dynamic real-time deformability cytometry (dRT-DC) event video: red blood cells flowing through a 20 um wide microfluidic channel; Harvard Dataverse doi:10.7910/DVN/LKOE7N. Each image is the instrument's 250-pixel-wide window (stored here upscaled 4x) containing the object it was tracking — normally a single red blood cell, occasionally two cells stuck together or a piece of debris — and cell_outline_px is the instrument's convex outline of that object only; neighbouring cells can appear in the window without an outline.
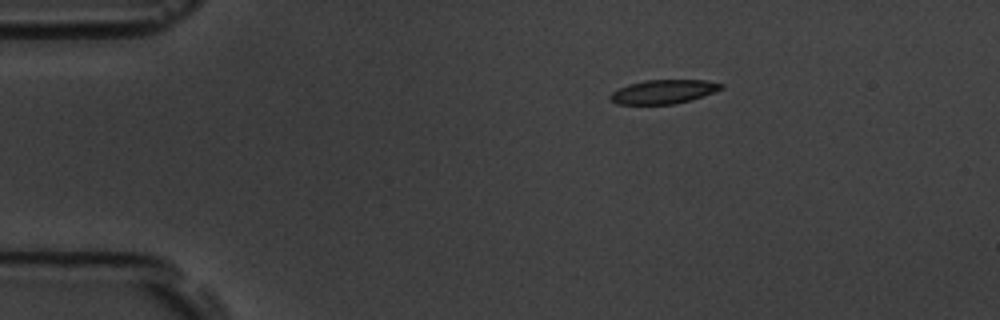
{"species": "common noctule bat (a hibernating species)", "species_latin": "Nyctalus noctula", "temperature_condition": "room temperature", "stored_images_in_passage": 3, "camera_frame_rate_fps": 3000, "um_per_image_px": 0.085, "animal": {"sex": "male", "body_mass_g": 19.5, "forearm_length_mm": 54.6}, "frame": {"image": 1, "passage_image": 1, "time_ms": 0.0, "image_size_px": [1000, 320], "cell_outline_px": [[724, 88], [688, 100], [672, 104], [616, 104], [608, 96], [612, 92], [628, 84], [644, 80], [704, 80], [724, 84]], "centroid_in_image_um": [56.36, 7.78], "position_along_channel_um": 28.6, "area_um2": 15.2}}
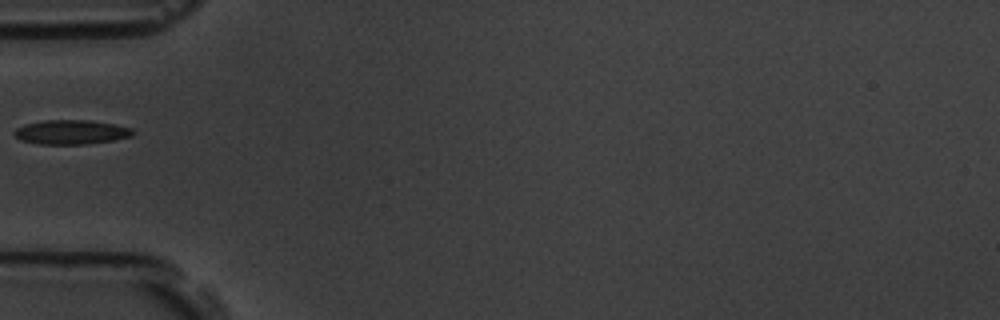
{"frame": {"image": 2, "passage_image": 3, "time_ms": 3.0, "image_size_px": [1000, 320], "cell_outline_px": [[136, 132], [132, 136], [112, 140], [84, 144], [40, 144], [20, 140], [12, 132], [16, 128], [24, 124], [44, 120], [88, 120], [116, 124], [132, 128]], "centroid_in_image_um": [6.05, 11.22], "position_along_channel_um": 79.0, "area_um2": 16.88}}